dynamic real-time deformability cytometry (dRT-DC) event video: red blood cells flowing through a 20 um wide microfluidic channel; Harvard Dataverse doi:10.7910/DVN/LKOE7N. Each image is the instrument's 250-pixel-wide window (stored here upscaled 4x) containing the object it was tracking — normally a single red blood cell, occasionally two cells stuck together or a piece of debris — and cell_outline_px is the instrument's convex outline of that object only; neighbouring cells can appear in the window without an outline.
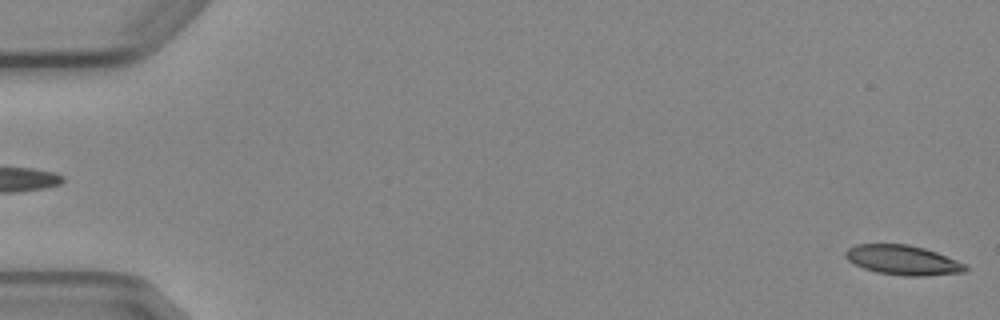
{"species": "Egyptian fruit bat (a non-hibernating species)", "species_latin": "Rousettus aegyptiacus", "temperature_condition": "cold", "stored_images_in_passage": 6, "segment_of_instrument_passage": [2, 2], "camera_frame_rate_fps": 3000, "um_per_image_px": 0.085, "animal": {"sex": "female"}, "frame": {"image": 1, "passage_image": 6, "time_ms": 5.667, "image_size_px": [1000, 320], "cell_outline_px": [[968, 268], [964, 272], [924, 276], [904, 276], [876, 272], [864, 268], [848, 260], [844, 256], [844, 252], [848, 248], [856, 244], [908, 244], [924, 248], [936, 252], [956, 260], [964, 264]], "centroid_in_image_um": [76.71, 22.1], "position_along_channel_um": 8.3, "area_um2": 20.63}}